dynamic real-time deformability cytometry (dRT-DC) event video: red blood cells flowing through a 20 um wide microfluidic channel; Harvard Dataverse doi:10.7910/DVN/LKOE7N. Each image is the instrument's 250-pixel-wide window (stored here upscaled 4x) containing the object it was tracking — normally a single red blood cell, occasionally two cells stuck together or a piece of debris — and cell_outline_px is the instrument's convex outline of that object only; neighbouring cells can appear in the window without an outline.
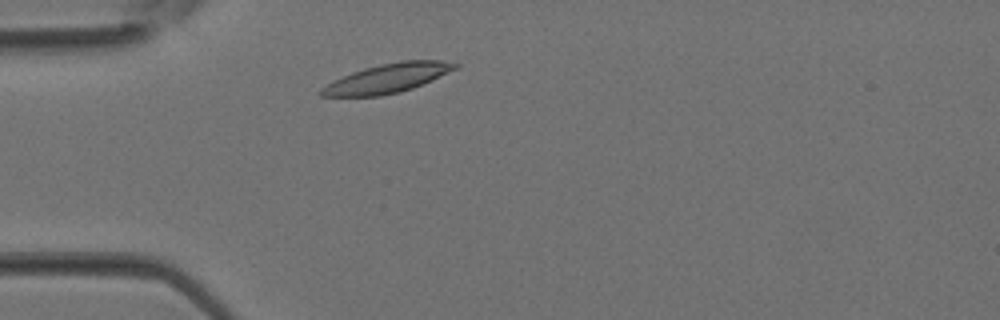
{"species": "Egyptian fruit bat (a non-hibernating species)", "species_latin": "Rousettus aegyptiacus", "temperature_condition": "room temperature", "stored_images_in_passage": 1, "camera_frame_rate_fps": 3000, "um_per_image_px": 0.085, "animal": {"sex": "female"}, "frame": {"image": 1, "passage_image": 1, "time_ms": 0.0, "image_size_px": [1000, 320], "cell_outline_px": [[460, 64], [456, 68], [432, 80], [412, 88], [380, 96], [320, 96], [316, 92], [320, 88], [352, 72], [364, 68], [380, 64], [400, 60], [440, 60]], "centroid_in_image_um": [32.92, 6.65], "position_along_channel_um": 52.1, "area_um2": 22.43}}